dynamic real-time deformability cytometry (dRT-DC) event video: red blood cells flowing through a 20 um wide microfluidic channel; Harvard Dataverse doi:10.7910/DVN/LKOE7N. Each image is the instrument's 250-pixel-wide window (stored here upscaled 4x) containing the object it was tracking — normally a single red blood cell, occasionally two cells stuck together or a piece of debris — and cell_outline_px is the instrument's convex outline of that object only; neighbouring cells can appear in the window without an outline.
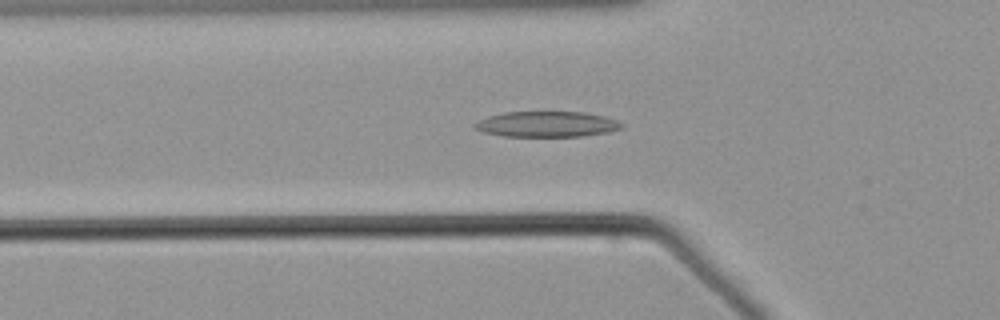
{"species": "common noctule bat (a hibernating species)", "species_latin": "Nyctalus noctula", "temperature_condition": "warm", "stored_images_in_passage": 41, "camera_frame_rate_fps": 3000, "um_per_image_px": 0.085, "animal": {"sex": "male", "body_mass_g": 21.5, "forearm_length_mm": 52.0}, "frame": {"image": 1, "passage_image": 9, "time_ms": 2.667, "image_size_px": [1000, 320], "cell_outline_px": [[624, 128], [612, 132], [584, 136], [504, 136], [484, 132], [472, 128], [472, 124], [488, 116], [504, 112], [580, 112], [604, 116], [616, 120], [624, 124]], "centroid_in_image_um": [46.5, 10.56], "position_along_channel_um": 79.3, "area_um2": 22.02}}
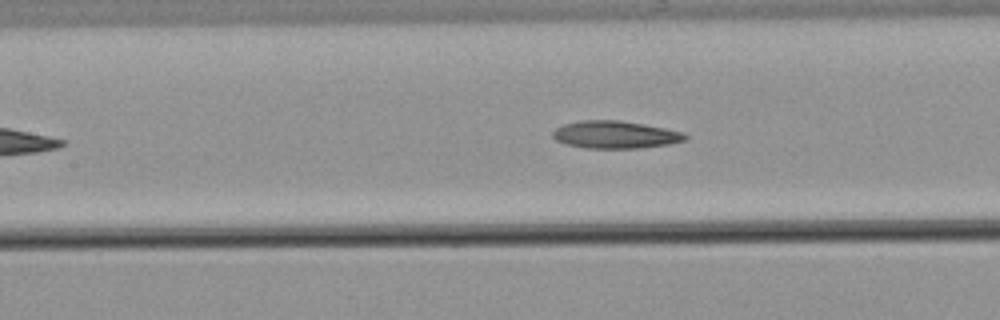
{"frame": {"image": 2, "passage_image": 15, "time_ms": 4.667, "image_size_px": [1000, 320], "cell_outline_px": [[688, 140], [668, 144], [640, 148], [588, 148], [568, 144], [556, 140], [552, 136], [552, 132], [556, 128], [564, 124], [580, 120], [620, 120], [644, 124], [684, 132], [688, 136]], "centroid_in_image_um": [52.32, 11.44], "position_along_channel_um": 155.1, "area_um2": 21.21}}
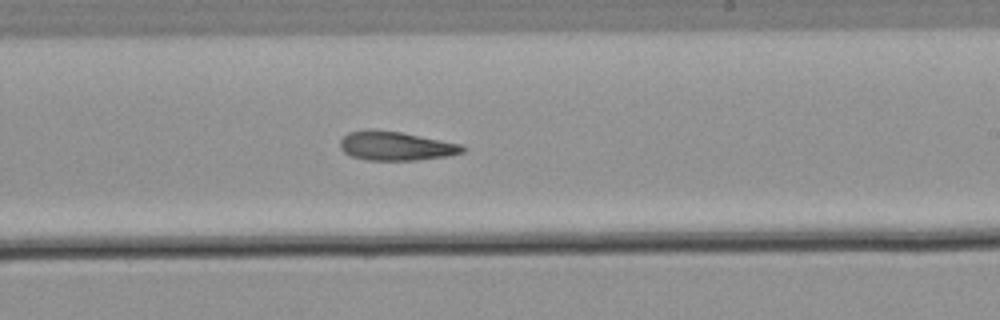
{"frame": {"image": 3, "passage_image": 23, "time_ms": 7.333, "image_size_px": [1000, 320], "cell_outline_px": [[468, 148], [464, 152], [448, 156], [416, 160], [368, 160], [352, 156], [344, 152], [340, 148], [340, 140], [348, 132], [368, 128], [400, 132], [460, 144]], "centroid_in_image_um": [33.63, 12.4], "position_along_channel_um": 255.4, "area_um2": 20.69}}